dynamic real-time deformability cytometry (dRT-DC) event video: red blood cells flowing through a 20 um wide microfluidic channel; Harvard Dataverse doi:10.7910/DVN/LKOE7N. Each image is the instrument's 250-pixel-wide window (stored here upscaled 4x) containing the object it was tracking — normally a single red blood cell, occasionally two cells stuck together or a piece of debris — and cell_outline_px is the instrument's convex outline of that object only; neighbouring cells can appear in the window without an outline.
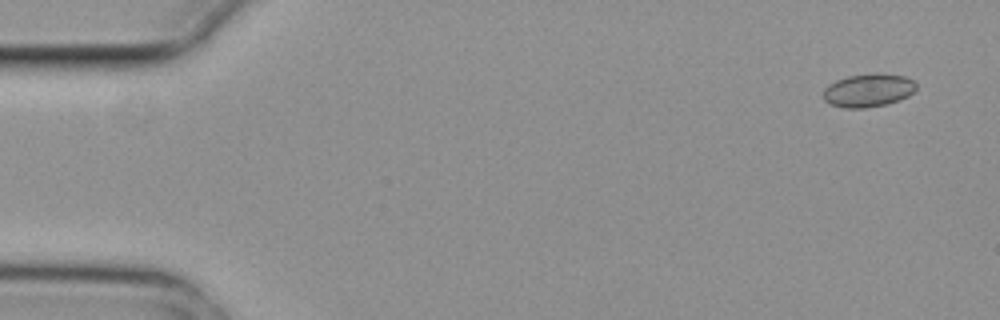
{"species": "common noctule bat (a hibernating species)", "species_latin": "Nyctalus noctula", "temperature_condition": "cold", "stored_images_in_passage": 4, "camera_frame_rate_fps": 3000, "um_per_image_px": 0.085, "animal": {"sex": "female", "body_mass_g": 29.2, "forearm_length_mm": 56.3}, "frame": {"image": 1, "passage_image": 1, "time_ms": 0.0, "image_size_px": [1000, 320], "cell_outline_px": [[916, 88], [908, 96], [900, 100], [888, 104], [864, 108], [844, 108], [832, 104], [824, 100], [824, 88], [828, 84], [836, 80], [848, 76], [876, 72], [904, 76], [916, 80]], "centroid_in_image_um": [73.83, 7.66], "position_along_channel_um": 11.2, "area_um2": 18.21}}
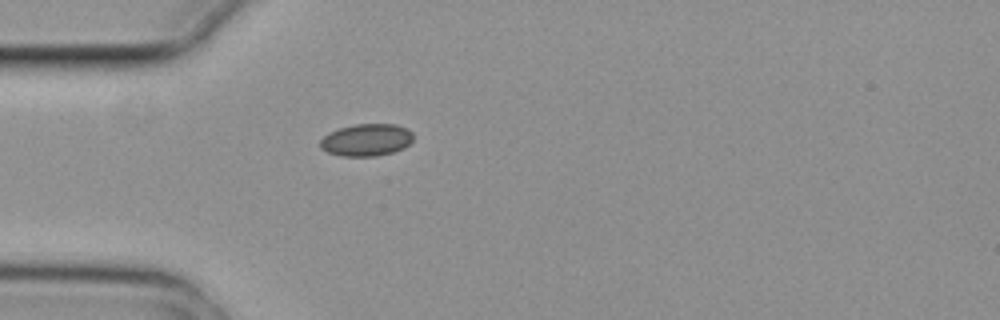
{"frame": {"image": 2, "passage_image": 4, "time_ms": 1.0, "image_size_px": [1000, 320], "cell_outline_px": [[412, 140], [404, 148], [392, 152], [376, 156], [340, 156], [328, 152], [320, 148], [320, 140], [328, 132], [340, 128], [356, 124], [396, 124], [408, 128], [412, 132]], "centroid_in_image_um": [31.14, 11.89], "position_along_channel_um": 53.9, "area_um2": 17.51}}